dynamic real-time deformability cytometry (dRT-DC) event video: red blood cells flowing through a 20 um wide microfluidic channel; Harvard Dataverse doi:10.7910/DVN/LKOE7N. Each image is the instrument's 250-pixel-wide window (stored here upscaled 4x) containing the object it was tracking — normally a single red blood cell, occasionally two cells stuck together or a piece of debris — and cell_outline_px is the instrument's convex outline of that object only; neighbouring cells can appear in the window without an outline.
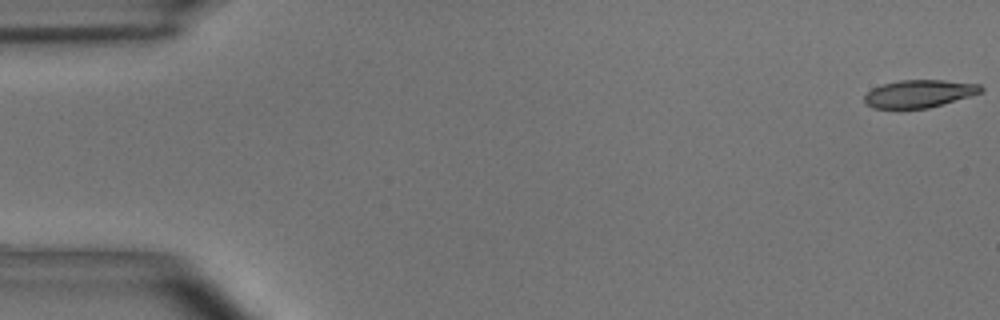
{"species": "common noctule bat (a hibernating species)", "species_latin": "Nyctalus noctula", "temperature_condition": "room temperature", "stored_images_in_passage": 55, "camera_frame_rate_fps": 3000, "um_per_image_px": 0.085, "animal": {"sex": "male", "body_mass_g": 15.6}, "frame": {"image": 1, "passage_image": 1, "time_ms": 0.0, "image_size_px": [1000, 320], "cell_outline_px": [[984, 88], [980, 92], [968, 96], [928, 108], [872, 108], [864, 100], [864, 96], [872, 88], [884, 84], [900, 80], [944, 80], [980, 84]], "centroid_in_image_um": [78.11, 7.95], "position_along_channel_um": 6.9, "area_um2": 18.44}}
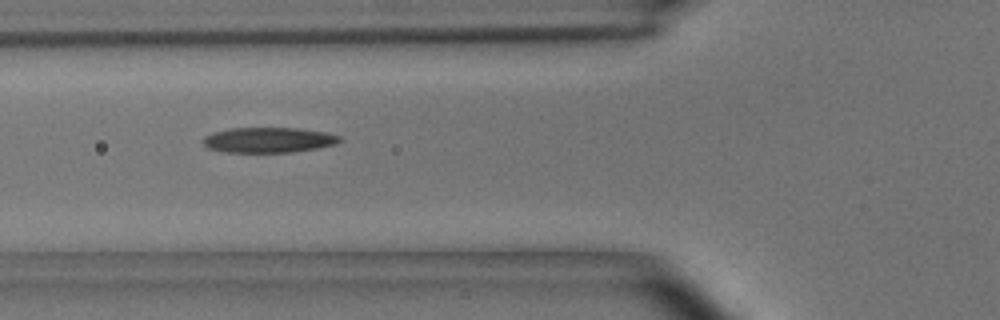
{"frame": {"image": 2, "passage_image": 20, "time_ms": 6.333, "image_size_px": [1000, 320], "cell_outline_px": [[344, 140], [336, 144], [316, 148], [292, 152], [224, 152], [208, 148], [204, 144], [204, 136], [212, 132], [232, 128], [296, 128], [324, 132], [340, 136]], "centroid_in_image_um": [22.83, 11.9], "position_along_channel_um": 103.0, "area_um2": 20.06}}
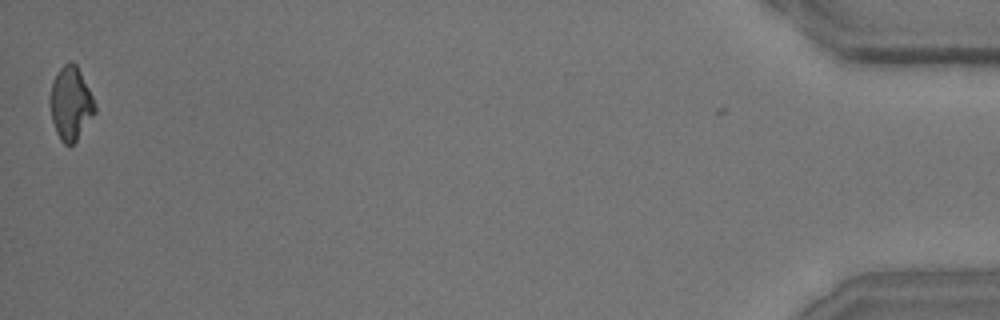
{"frame": {"image": 3, "passage_image": 54, "time_ms": 17.667, "image_size_px": [1000, 320], "cell_outline_px": [[96, 112], [76, 140], [72, 144], [64, 144], [60, 140], [56, 132], [52, 120], [48, 96], [52, 80], [56, 72], [68, 60], [72, 60], [76, 64], [96, 104]], "centroid_in_image_um": [5.98, 8.75], "position_along_channel_um": 429.2, "area_um2": 19.31}, "authors_computed_cell_mechanics": {"area_um2": 19.8832, "velocity_mm_per_s": 3.6851, "shape_relaxation_time_tau1_ms": 7.97, "shape_relaxation_time_tau2_ms": 5.8836, "deformation_change_tau1": 0.2042, "deformation_change_tau2": 0.1591}}